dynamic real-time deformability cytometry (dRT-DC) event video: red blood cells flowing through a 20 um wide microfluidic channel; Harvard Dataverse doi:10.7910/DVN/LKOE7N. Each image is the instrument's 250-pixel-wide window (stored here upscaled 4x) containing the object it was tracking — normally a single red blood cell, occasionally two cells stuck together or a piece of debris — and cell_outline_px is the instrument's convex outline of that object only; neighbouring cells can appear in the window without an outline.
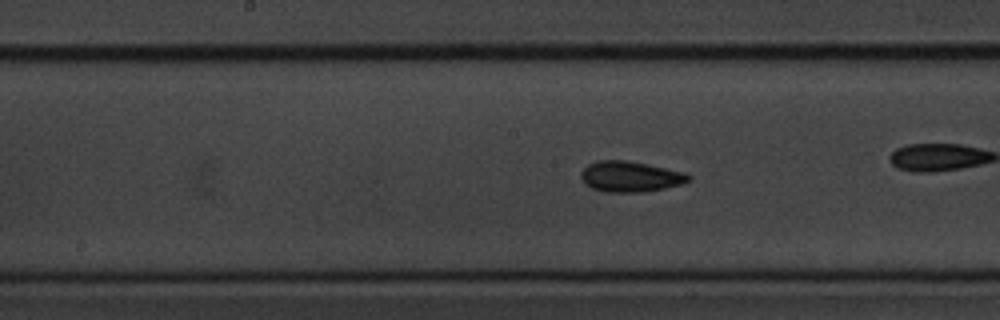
{"species": "common noctule bat (a hibernating species)", "species_latin": "Nyctalus noctula", "temperature_condition": "cold", "stored_images_in_passage": 47, "camera_frame_rate_fps": 3000, "um_per_image_px": 0.085, "animal": {"sex": "male", "body_mass_g": 20.1, "forearm_length_mm": 53.5}, "frame": {"image": 1, "passage_image": 27, "time_ms": 8.667, "image_size_px": [1000, 320], "cell_outline_px": [[692, 176], [688, 180], [680, 184], [664, 188], [644, 192], [608, 192], [592, 188], [584, 184], [580, 176], [580, 172], [588, 164], [596, 160], [628, 160], [648, 164], [684, 172]], "centroid_in_image_um": [53.53, 15.0], "position_along_channel_um": 194.7, "area_um2": 19.25}}
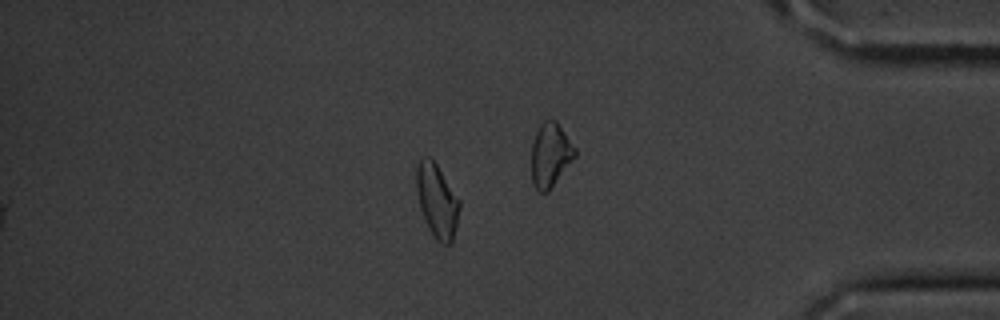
{"frame": {"image": 2, "passage_image": 47, "time_ms": 15.333, "image_size_px": [1000, 320], "cell_outline_px": [[460, 208], [452, 240], [448, 244], [444, 244], [436, 240], [420, 208], [416, 188], [416, 168], [420, 160], [424, 156], [428, 156], [436, 164], [460, 200]], "centroid_in_image_um": [37.14, 17.03], "position_along_channel_um": 398.1, "area_um2": 17.98}, "authors_computed_cell_mechanics": {"area_um2": 18.1492, "velocity_mm_per_s": 3.5906, "shape_relaxation_time_tau1_ms": 3.5263, "shape_relaxation_time_tau2_ms": 3.4624, "deformation_change_tau1": 0.1106, "deformation_change_tau2": 0.0989}}